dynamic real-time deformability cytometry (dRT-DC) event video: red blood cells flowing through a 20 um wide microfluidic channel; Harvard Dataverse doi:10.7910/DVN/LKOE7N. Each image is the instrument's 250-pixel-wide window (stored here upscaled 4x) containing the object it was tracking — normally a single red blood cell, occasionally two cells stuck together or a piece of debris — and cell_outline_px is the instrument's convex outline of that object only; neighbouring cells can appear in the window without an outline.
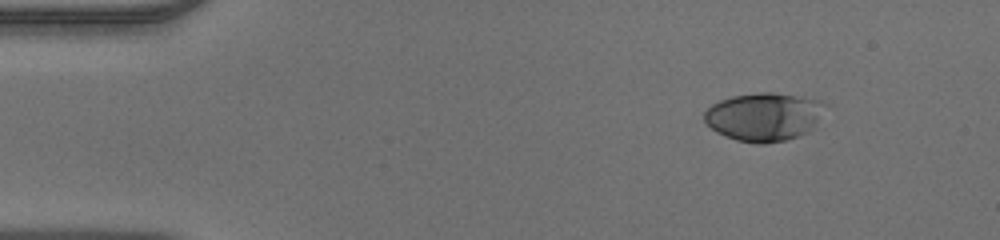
{"species": "human", "species_latin": "Homo sapiens", "temperature_condition": "warm", "stored_images_in_passage": 45, "camera_frame_rate_fps": 3000, "um_per_image_px": 0.085, "donor": {"sex": "male"}, "frame": {"image": 1, "passage_image": 1, "time_ms": 0.0, "image_size_px": [1000, 240], "cell_outline_px": [[828, 104], [808, 132], [784, 140], [764, 144], [756, 144], [736, 140], [724, 136], [716, 132], [704, 120], [704, 112], [712, 104], [720, 100], [732, 96], [760, 92], [772, 92], [820, 100]], "centroid_in_image_um": [64.91, 9.92], "position_along_channel_um": 20.1, "area_um2": 33.81}}
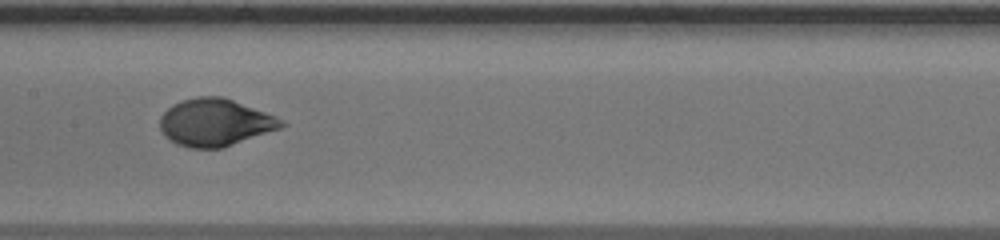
{"frame": {"image": 2, "passage_image": 20, "time_ms": 6.333, "image_size_px": [1000, 240], "cell_outline_px": [[288, 124], [280, 128], [220, 148], [192, 148], [176, 144], [164, 136], [160, 128], [160, 116], [172, 104], [180, 100], [196, 96], [220, 96], [232, 100], [276, 116], [284, 120]], "centroid_in_image_um": [18.25, 10.4], "position_along_channel_um": 189.2, "area_um2": 33.29}}
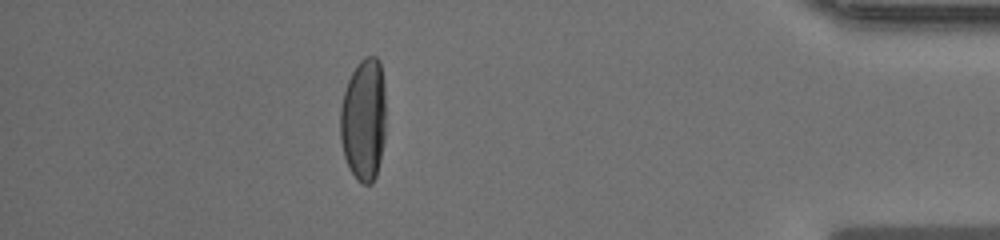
{"frame": {"image": 3, "passage_image": 39, "time_ms": 12.667, "image_size_px": [1000, 240], "cell_outline_px": [[384, 140], [380, 160], [376, 176], [372, 184], [364, 184], [352, 172], [344, 156], [340, 140], [340, 108], [344, 92], [348, 80], [356, 64], [360, 60], [368, 56], [376, 56], [380, 60], [384, 84]], "centroid_in_image_um": [30.9, 10.13], "position_along_channel_um": 404.3, "area_um2": 32.54}}